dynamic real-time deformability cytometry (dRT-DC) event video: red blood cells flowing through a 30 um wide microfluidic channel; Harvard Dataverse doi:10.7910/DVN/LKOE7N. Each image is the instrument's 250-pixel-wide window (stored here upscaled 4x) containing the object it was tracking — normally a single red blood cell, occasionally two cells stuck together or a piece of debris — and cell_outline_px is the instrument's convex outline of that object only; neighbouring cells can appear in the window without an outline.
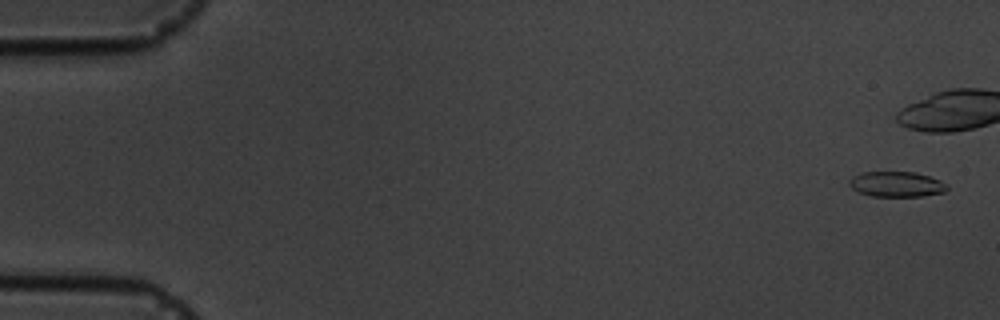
{"species": "common noctule bat (a hibernating species)", "species_latin": "Nyctalus noctula", "temperature_condition": "cold", "stored_images_in_passage": 6, "camera_frame_rate_fps": 3000, "um_per_image_px": 0.085, "animal": {"sex": "male", "body_mass_g": 19.5, "forearm_length_mm": 54.6}, "frame": {"image": 1, "passage_image": 1, "time_ms": 0.0, "image_size_px": [1000, 320], "cell_outline_px": [[948, 188], [944, 192], [924, 196], [872, 196], [860, 192], [852, 188], [848, 184], [848, 180], [852, 176], [860, 172], [916, 172], [940, 180], [948, 184]], "centroid_in_image_um": [76.2, 15.65], "position_along_channel_um": 8.8, "area_um2": 14.51}}